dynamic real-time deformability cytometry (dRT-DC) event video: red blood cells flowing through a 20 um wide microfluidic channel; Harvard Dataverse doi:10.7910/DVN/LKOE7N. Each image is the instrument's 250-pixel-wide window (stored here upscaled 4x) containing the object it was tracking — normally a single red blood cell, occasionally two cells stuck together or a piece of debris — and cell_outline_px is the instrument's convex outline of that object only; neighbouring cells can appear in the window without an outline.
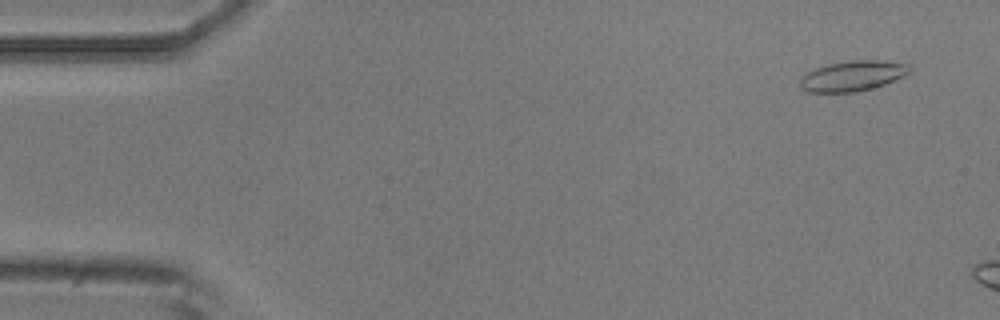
{"species": "common noctule bat (a hibernating species)", "species_latin": "Nyctalus noctula", "temperature_condition": "room temperature", "stored_images_in_passage": 3, "camera_frame_rate_fps": 3000, "um_per_image_px": 0.085, "animal": {"sex": "male", "body_mass_g": 20.5, "forearm_length_mm": 52.5}, "frame": {"image": 1, "passage_image": 1, "time_ms": 0.0, "image_size_px": [1000, 320], "cell_outline_px": [[912, 72], [904, 76], [884, 84], [856, 92], [808, 92], [800, 84], [800, 80], [808, 72], [816, 68], [828, 64], [852, 60], [884, 60], [908, 64], [912, 68]], "centroid_in_image_um": [72.54, 6.44], "position_along_channel_um": 12.5, "area_um2": 19.19}}